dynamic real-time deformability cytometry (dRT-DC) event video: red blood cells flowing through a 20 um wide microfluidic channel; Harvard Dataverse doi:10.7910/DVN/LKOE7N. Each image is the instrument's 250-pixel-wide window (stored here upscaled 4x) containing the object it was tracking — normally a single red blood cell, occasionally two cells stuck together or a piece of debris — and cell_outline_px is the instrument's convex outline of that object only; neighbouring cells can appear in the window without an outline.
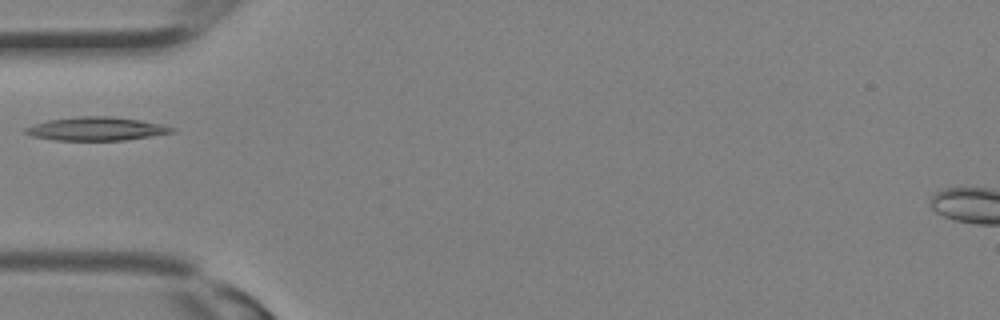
{"species": "Egyptian fruit bat (a non-hibernating species)", "species_latin": "Rousettus aegyptiacus", "temperature_condition": "room temperature", "stored_images_in_passage": 2, "camera_frame_rate_fps": 3000, "um_per_image_px": 0.085, "animal": {"sex": "female"}, "frame": {"image": 1, "passage_image": 1, "time_ms": 0.0, "image_size_px": [1000, 320], "cell_outline_px": [[176, 132], [124, 140], [56, 140], [32, 136], [24, 132], [24, 128], [48, 120], [76, 116], [112, 116], [140, 120], [164, 124], [176, 128]], "centroid_in_image_um": [8.24, 10.94], "position_along_channel_um": 76.8, "area_um2": 20.06}}